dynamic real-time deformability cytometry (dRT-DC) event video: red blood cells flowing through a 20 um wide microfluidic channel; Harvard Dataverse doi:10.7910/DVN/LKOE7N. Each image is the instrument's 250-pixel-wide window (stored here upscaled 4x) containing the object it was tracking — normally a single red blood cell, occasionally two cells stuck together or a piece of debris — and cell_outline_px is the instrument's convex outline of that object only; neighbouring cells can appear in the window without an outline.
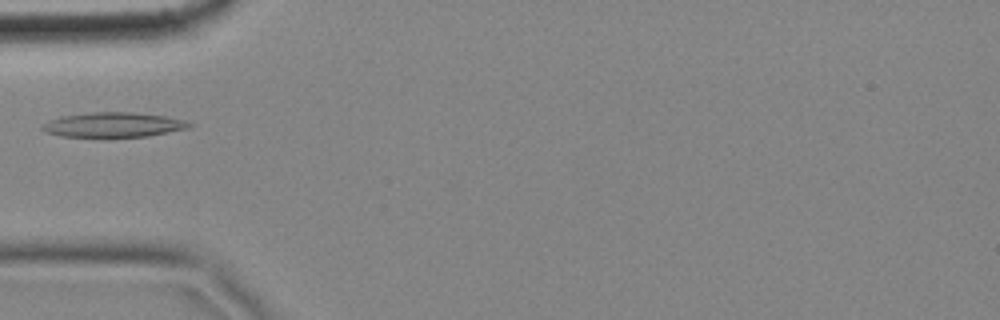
{"species": "common noctule bat (a hibernating species)", "species_latin": "Nyctalus noctula", "temperature_condition": "cold", "stored_images_in_passage": 7, "camera_frame_rate_fps": 3000, "um_per_image_px": 0.085, "animal": {"sex": "female", "body_mass_g": 18.4}, "frame": {"image": 1, "passage_image": 5, "time_ms": 1.333, "image_size_px": [1000, 320], "cell_outline_px": [[192, 124], [188, 128], [148, 136], [60, 136], [44, 132], [40, 128], [40, 124], [64, 116], [92, 112], [132, 112], [164, 116], [184, 120]], "centroid_in_image_um": [9.61, 10.6], "position_along_channel_um": 75.4, "area_um2": 20.81}}
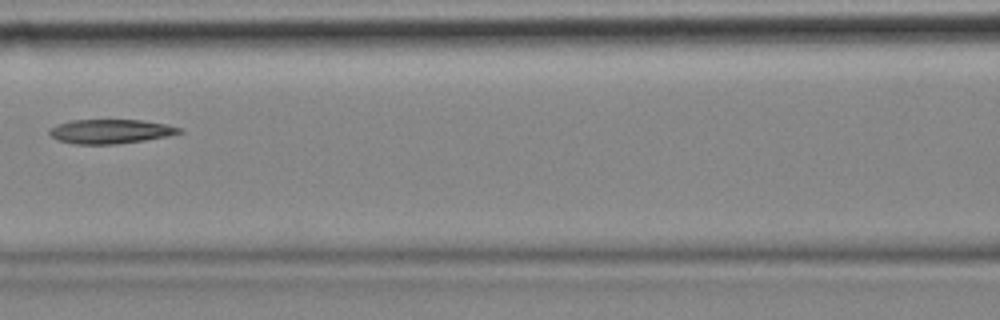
{"frame": {"image": 2, "passage_image": 7, "time_ms": 2.0, "image_size_px": [1000, 320], "cell_outline_px": [[184, 132], [168, 136], [144, 140], [116, 144], [72, 144], [56, 140], [48, 132], [48, 128], [72, 120], [140, 120], [168, 124], [180, 128]], "centroid_in_image_um": [9.38, 11.17], "position_along_channel_um": 157.2, "area_um2": 18.38}}